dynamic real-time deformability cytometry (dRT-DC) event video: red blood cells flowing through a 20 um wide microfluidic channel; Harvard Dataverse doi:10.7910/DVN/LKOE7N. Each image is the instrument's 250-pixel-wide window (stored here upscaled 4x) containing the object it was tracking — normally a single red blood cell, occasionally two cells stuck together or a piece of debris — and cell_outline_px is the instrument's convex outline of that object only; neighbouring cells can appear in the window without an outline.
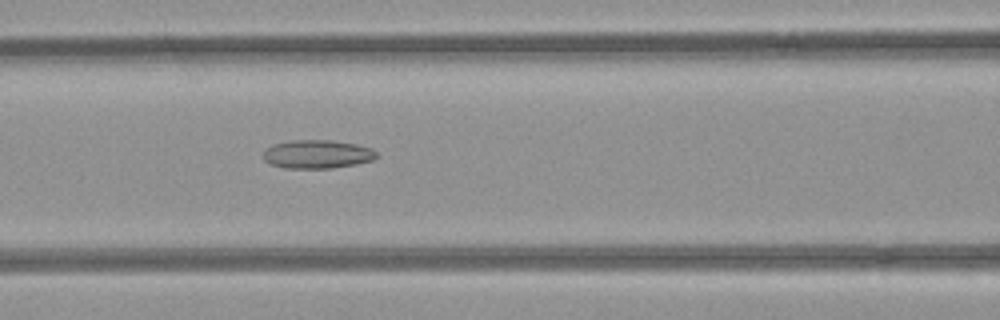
{"species": "common noctule bat (a hibernating species)", "species_latin": "Nyctalus noctula", "temperature_condition": "room temperature", "stored_images_in_passage": 47, "camera_frame_rate_fps": 3000, "um_per_image_px": 0.085, "animal": {"sex": "female", "body_mass_g": 21.9}, "frame": {"image": 1, "passage_image": 17, "time_ms": 5.333, "image_size_px": [1000, 320], "cell_outline_px": [[376, 156], [372, 160], [356, 164], [332, 168], [284, 168], [268, 164], [260, 156], [272, 144], [288, 140], [332, 140], [356, 144], [372, 148], [376, 152]], "centroid_in_image_um": [26.91, 13.1], "position_along_channel_um": 139.7, "area_um2": 19.02}}
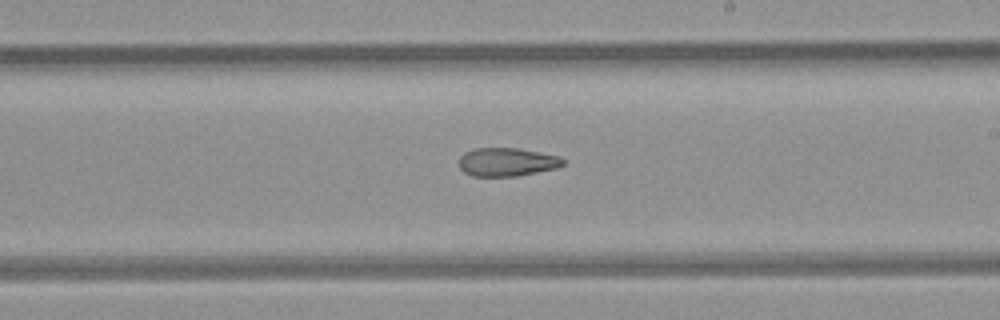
{"frame": {"image": 2, "passage_image": 25, "time_ms": 8.0, "image_size_px": [1000, 320], "cell_outline_px": [[564, 164], [556, 168], [516, 176], [472, 176], [464, 172], [460, 168], [460, 156], [464, 152], [476, 148], [520, 148], [560, 156], [564, 160]], "centroid_in_image_um": [43.09, 13.76], "position_along_channel_um": 245.9, "area_um2": 17.22}}
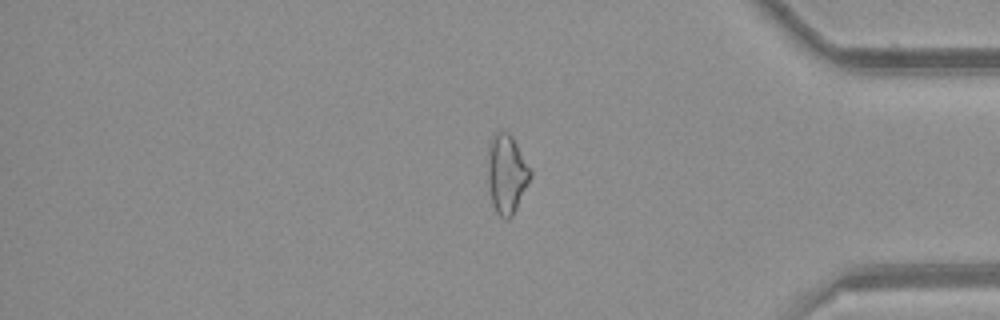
{"frame": {"image": 3, "passage_image": 38, "time_ms": 12.333, "image_size_px": [1000, 320], "cell_outline_px": [[532, 172], [516, 208], [512, 216], [508, 220], [504, 220], [496, 212], [492, 204], [488, 184], [488, 148], [492, 136], [500, 128], [508, 132], [512, 136], [532, 168]], "centroid_in_image_um": [43.05, 14.74], "position_along_channel_um": 392.1, "area_um2": 19.77}, "authors_computed_cell_mechanics": {"area_um2": 19.7676, "velocity_mm_per_s": 3.9928, "shape_relaxation_time_tau1_ms": null, "shape_relaxation_time_tau2_ms": 7.434, "deformation_change_tau1": null, "deformation_change_tau2": 0.1803}}